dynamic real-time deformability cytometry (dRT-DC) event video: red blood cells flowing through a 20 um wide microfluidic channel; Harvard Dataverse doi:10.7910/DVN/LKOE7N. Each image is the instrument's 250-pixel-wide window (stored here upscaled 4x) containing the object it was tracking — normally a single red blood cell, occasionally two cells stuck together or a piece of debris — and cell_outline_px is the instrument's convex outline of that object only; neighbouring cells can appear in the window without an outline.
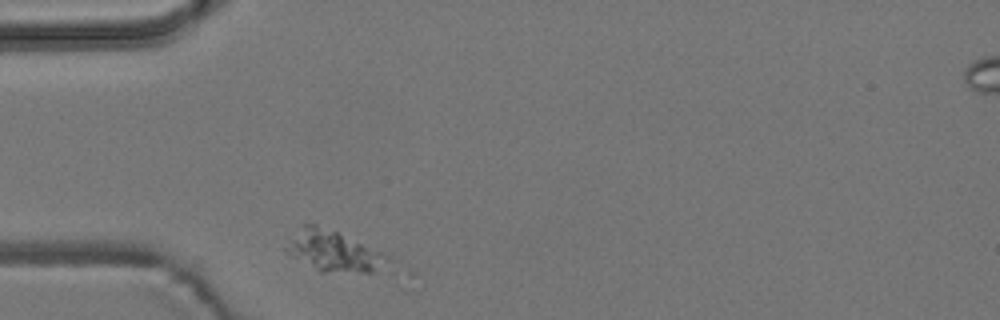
{"species": "common noctule bat (a hibernating species)", "species_latin": "Nyctalus noctula", "temperature_condition": "room temperature", "stored_images_in_passage": 1, "camera_frame_rate_fps": 3000, "um_per_image_px": 0.085, "animal": {"sex": "male", "body_mass_g": 19.2, "forearm_length_mm": 51.8}, "frame": {"image": 1, "passage_image": 1, "time_ms": 0.0, "image_size_px": [1000, 320], "cell_outline_px": [[416, 272], [412, 276], [408, 276], [320, 272], [288, 256], [284, 252], [284, 248], [304, 224], [316, 224], [336, 232], [392, 256]], "centroid_in_image_um": [28.98, 21.59], "position_along_channel_um": 56.0, "area_um2": 27.51}}